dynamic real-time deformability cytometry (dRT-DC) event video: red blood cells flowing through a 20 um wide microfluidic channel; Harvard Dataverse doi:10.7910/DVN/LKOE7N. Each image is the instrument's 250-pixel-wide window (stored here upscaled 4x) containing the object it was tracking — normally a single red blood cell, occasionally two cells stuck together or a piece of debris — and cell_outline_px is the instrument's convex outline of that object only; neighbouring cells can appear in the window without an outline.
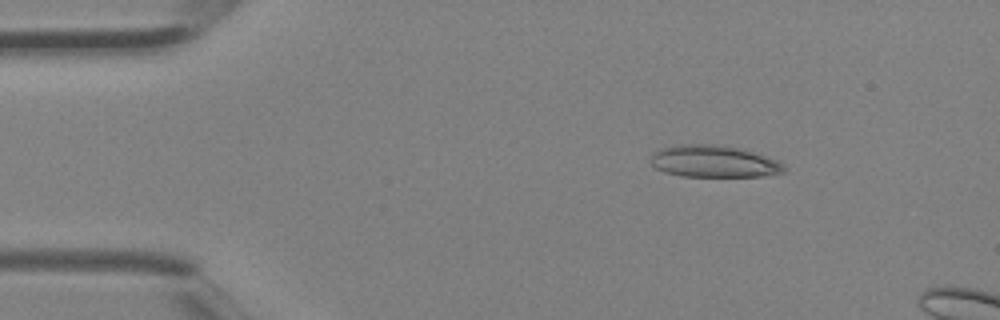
{"species": "Egyptian fruit bat (a non-hibernating species)", "species_latin": "Rousettus aegyptiacus", "temperature_condition": "room temperature", "stored_images_in_passage": 4, "camera_frame_rate_fps": 3000, "um_per_image_px": 0.085, "animal": {"sex": "female"}, "frame": {"image": 1, "passage_image": 2, "time_ms": 0.333, "image_size_px": [1000, 320], "cell_outline_px": [[788, 168], [784, 172], [764, 176], [680, 176], [664, 172], [656, 168], [652, 164], [652, 152], [660, 148], [680, 144], [716, 144], [736, 148], [752, 152], [764, 156], [784, 164]], "centroid_in_image_um": [60.65, 13.72], "position_along_channel_um": 24.4, "area_um2": 24.68}}
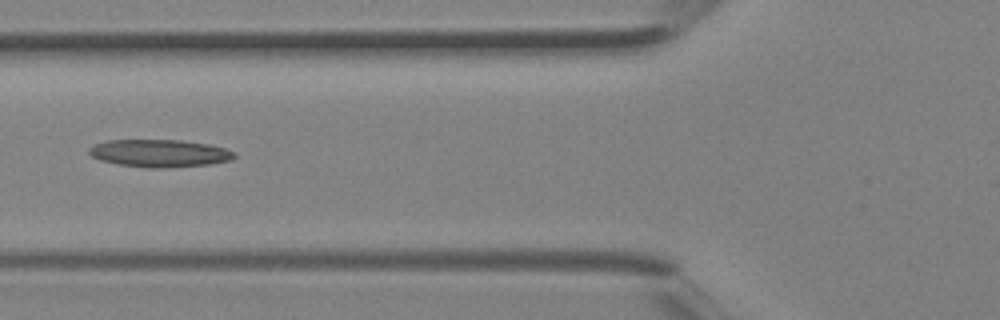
{"frame": {"image": 2, "passage_image": 4, "time_ms": 1.0, "image_size_px": [1000, 320], "cell_outline_px": [[236, 156], [232, 160], [208, 164], [164, 168], [148, 168], [120, 164], [100, 160], [92, 156], [88, 152], [88, 148], [96, 144], [108, 140], [180, 140], [208, 144], [224, 148], [236, 152]], "centroid_in_image_um": [13.58, 13.02], "position_along_channel_um": 112.2, "area_um2": 23.24}}